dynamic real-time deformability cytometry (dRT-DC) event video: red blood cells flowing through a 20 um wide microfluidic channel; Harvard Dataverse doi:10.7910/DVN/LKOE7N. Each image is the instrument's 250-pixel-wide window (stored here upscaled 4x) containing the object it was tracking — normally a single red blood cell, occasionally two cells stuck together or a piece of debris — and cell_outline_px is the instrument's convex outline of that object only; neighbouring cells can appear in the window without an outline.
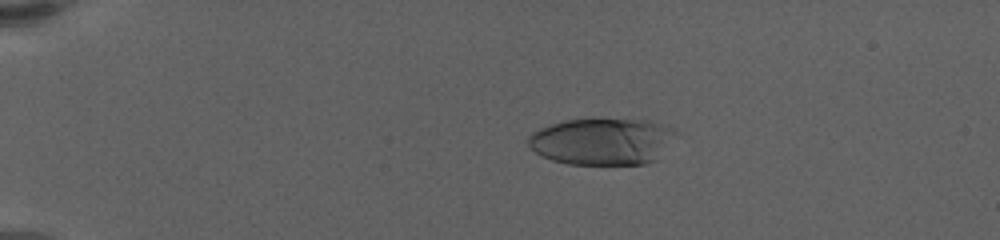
{"species": "human", "species_latin": "Homo sapiens", "temperature_condition": "warm", "stored_images_in_passage": 61, "camera_frame_rate_fps": 3000, "um_per_image_px": 0.085, "donor": {"sex": "female"}, "frame": {"image": 1, "passage_image": 14, "time_ms": 4.333, "image_size_px": [1000, 240], "cell_outline_px": [[676, 132], [660, 160], [644, 164], [568, 164], [552, 160], [540, 156], [528, 144], [528, 136], [532, 132], [548, 124], [564, 120], [652, 120], [668, 124], [676, 128]], "centroid_in_image_um": [51.23, 12.02], "position_along_channel_um": 33.8, "area_um2": 40.63}}
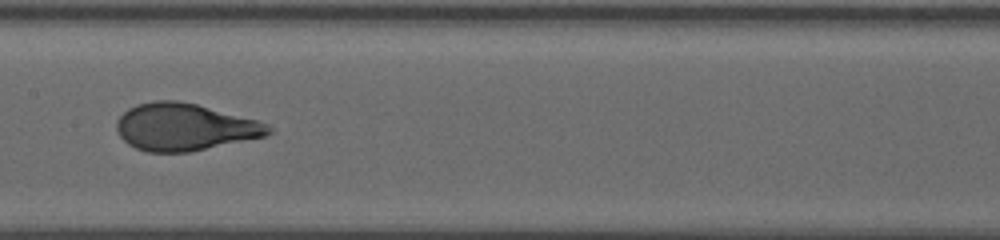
{"frame": {"image": 2, "passage_image": 34, "time_ms": 11.0, "image_size_px": [1000, 240], "cell_outline_px": [[272, 132], [264, 136], [188, 152], [148, 152], [136, 148], [128, 144], [120, 136], [116, 128], [116, 120], [128, 108], [136, 104], [156, 100], [176, 100], [196, 104], [256, 120], [268, 124], [272, 128]], "centroid_in_image_um": [15.64, 10.79], "position_along_channel_um": 191.8, "area_um2": 41.38}}
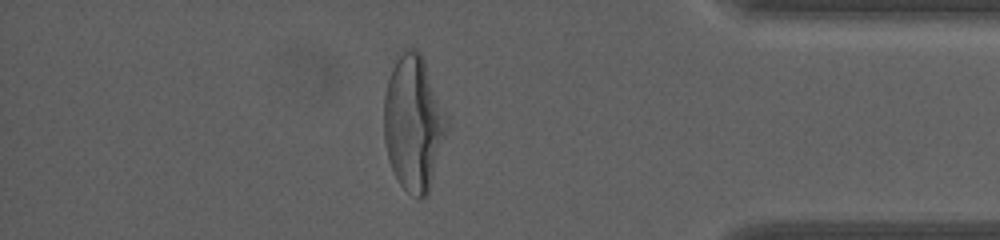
{"frame": {"image": 3, "passage_image": 54, "time_ms": 17.667, "image_size_px": [1000, 240], "cell_outline_px": [[448, 128], [428, 196], [424, 200], [420, 200], [408, 192], [400, 184], [388, 160], [384, 140], [384, 92], [396, 52], [404, 48], [416, 48], [420, 52], [424, 60], [448, 116]], "centroid_in_image_um": [35.14, 10.43], "position_along_channel_um": 400.1, "area_um2": 50.4}, "authors_computed_cell_mechanics": {"area_um2": 41.905, "velocity_mm_per_s": 3.4972, "shape_relaxation_time_tau1_ms": 3.7233, "shape_relaxation_time_tau2_ms": null, "deformation_change_tau1": 0.2157, "deformation_change_tau2": null}}